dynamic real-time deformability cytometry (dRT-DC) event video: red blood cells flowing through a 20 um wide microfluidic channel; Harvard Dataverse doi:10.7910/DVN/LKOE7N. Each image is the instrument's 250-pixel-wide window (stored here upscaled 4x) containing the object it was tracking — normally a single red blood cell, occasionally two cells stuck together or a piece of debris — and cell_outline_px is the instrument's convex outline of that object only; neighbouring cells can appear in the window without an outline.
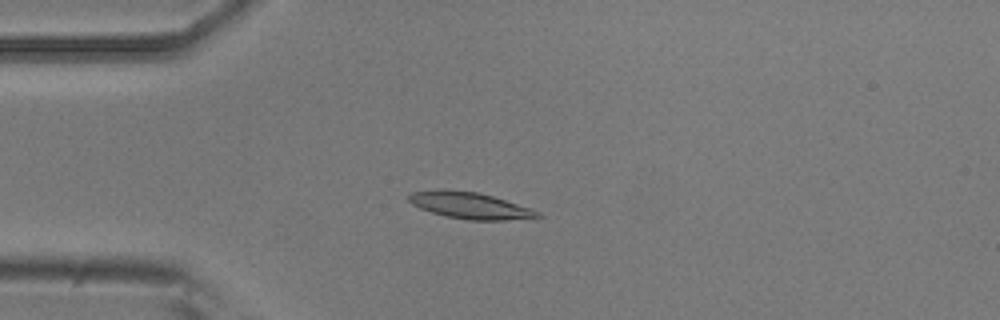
{"species": "common noctule bat (a hibernating species)", "species_latin": "Nyctalus noctula", "temperature_condition": "room temperature", "stored_images_in_passage": 4, "camera_frame_rate_fps": 3000, "um_per_image_px": 0.085, "animal": {"sex": "male", "body_mass_g": 20.5, "forearm_length_mm": 52.5}, "frame": {"image": 1, "passage_image": 4, "time_ms": 1.0, "image_size_px": [1000, 320], "cell_outline_px": [[544, 216], [536, 220], [468, 220], [444, 216], [420, 208], [412, 204], [408, 200], [408, 196], [412, 192], [436, 188], [444, 188], [476, 192], [492, 196], [532, 208], [540, 212]], "centroid_in_image_um": [40.02, 17.47], "position_along_channel_um": 45.0, "area_um2": 20.52}}